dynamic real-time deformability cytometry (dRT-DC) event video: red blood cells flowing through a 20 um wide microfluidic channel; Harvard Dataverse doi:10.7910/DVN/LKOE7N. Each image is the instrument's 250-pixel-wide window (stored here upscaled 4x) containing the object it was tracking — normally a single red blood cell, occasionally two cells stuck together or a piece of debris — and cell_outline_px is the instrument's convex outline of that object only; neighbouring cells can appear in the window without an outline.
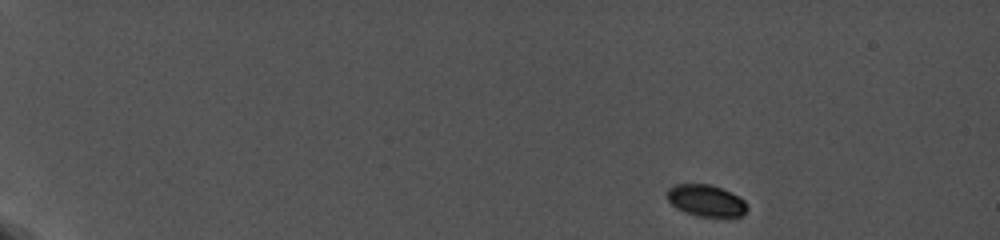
{"species": "common noctule bat (a hibernating species)", "species_latin": "Nyctalus noctula", "temperature_condition": "cold", "stored_images_in_passage": 28, "camera_frame_rate_fps": 5000, "um_per_image_px": 0.085, "animal": {"sex": "female", "body_mass_g": 19.0, "forearm_length_mm": 56.7}, "frame": {"image": 1, "passage_image": 1, "time_ms": 0.0, "image_size_px": [1000, 240], "cell_outline_px": [[748, 208], [740, 216], [696, 216], [684, 212], [676, 208], [668, 200], [668, 188], [672, 184], [712, 184], [740, 196], [744, 200]], "centroid_in_image_um": [60.0, 17.03], "position_along_channel_um": 25.0, "area_um2": 14.8}}
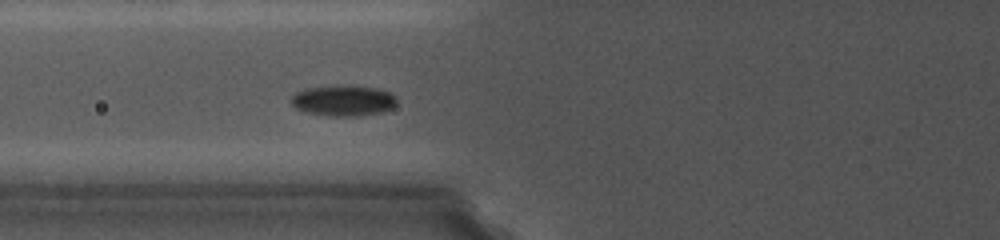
{"frame": {"image": 2, "passage_image": 27, "time_ms": 6.0, "image_size_px": [1000, 240], "cell_outline_px": [[396, 104], [392, 108], [380, 112], [360, 116], [328, 116], [308, 112], [296, 108], [292, 104], [292, 96], [296, 92], [304, 88], [336, 84], [352, 84], [376, 88], [388, 92], [396, 96]], "centroid_in_image_um": [29.18, 8.52], "position_along_channel_um": 96.6, "area_um2": 19.31}}